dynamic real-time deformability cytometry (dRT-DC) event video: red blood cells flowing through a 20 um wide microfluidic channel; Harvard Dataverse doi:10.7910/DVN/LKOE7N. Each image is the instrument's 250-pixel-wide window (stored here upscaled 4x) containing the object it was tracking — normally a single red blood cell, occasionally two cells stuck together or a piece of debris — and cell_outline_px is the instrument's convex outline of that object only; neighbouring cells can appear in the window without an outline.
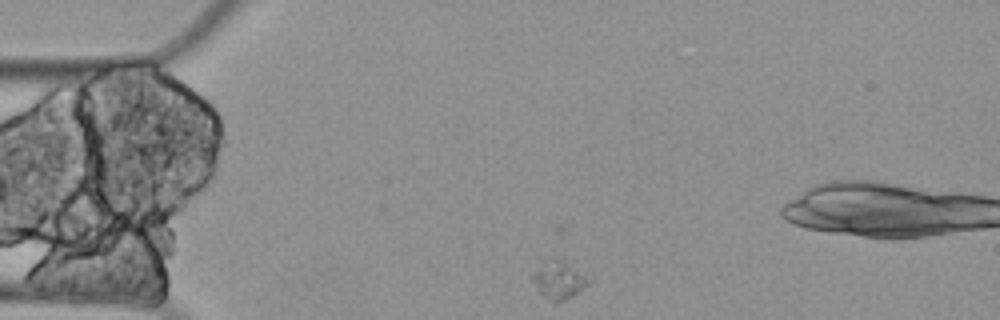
{"species": "Egyptian fruit bat (a non-hibernating species)", "species_latin": "Rousettus aegyptiacus", "temperature_condition": "cold", "stored_images_in_passage": 7, "camera_frame_rate_fps": 3000, "um_per_image_px": 0.085, "animal": {"sex": "female"}, "frame": {"image": 1, "passage_image": 2, "time_ms": 0.333, "image_size_px": [1000, 320], "cell_outline_px": [[592, 280], [588, 284], [572, 296], [556, 304], [544, 296], [540, 292], [532, 280], [532, 276], [552, 256], [564, 260]], "centroid_in_image_um": [47.53, 23.8], "position_along_channel_um": 37.5, "area_um2": 11.96}}